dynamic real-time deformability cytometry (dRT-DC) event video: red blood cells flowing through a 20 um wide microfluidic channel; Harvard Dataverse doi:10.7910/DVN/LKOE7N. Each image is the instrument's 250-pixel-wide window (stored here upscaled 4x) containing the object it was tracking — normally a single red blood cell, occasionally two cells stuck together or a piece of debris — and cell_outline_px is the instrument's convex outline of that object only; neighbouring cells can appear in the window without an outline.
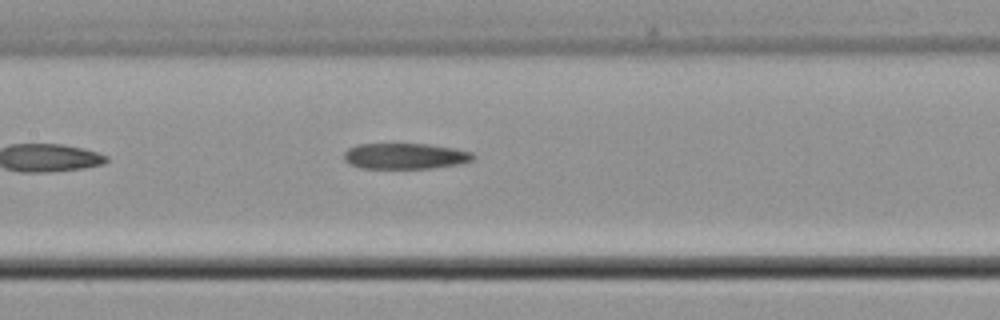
{"species": "common noctule bat (a hibernating species)", "species_latin": "Nyctalus noctula", "temperature_condition": "cold", "stored_images_in_passage": 6, "camera_frame_rate_fps": 3000, "um_per_image_px": 0.085, "animal": {"sex": "male", "body_mass_g": 21.5, "forearm_length_mm": 52.0}, "frame": {"image": 1, "passage_image": 6, "time_ms": 7.0, "image_size_px": [1000, 320], "cell_outline_px": [[476, 156], [472, 160], [460, 164], [432, 168], [360, 168], [348, 164], [344, 160], [344, 152], [348, 148], [356, 144], [428, 144], [452, 148], [472, 152]], "centroid_in_image_um": [34.41, 13.27], "position_along_channel_um": 173.0, "area_um2": 19.54}}